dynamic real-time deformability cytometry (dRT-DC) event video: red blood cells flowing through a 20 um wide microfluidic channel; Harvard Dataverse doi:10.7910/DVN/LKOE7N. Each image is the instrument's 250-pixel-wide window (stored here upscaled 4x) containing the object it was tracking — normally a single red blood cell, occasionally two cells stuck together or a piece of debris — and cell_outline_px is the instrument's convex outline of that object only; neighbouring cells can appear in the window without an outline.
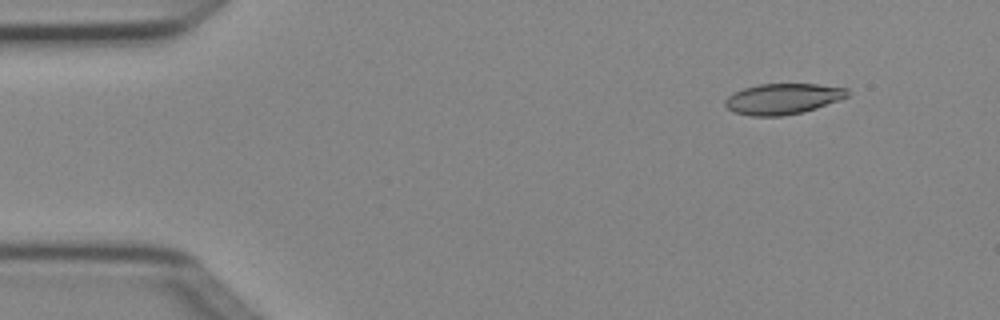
{"species": "Egyptian fruit bat (a non-hibernating species)", "species_latin": "Rousettus aegyptiacus", "temperature_condition": "cold", "stored_images_in_passage": 7, "camera_frame_rate_fps": 3000, "um_per_image_px": 0.085, "animal": {"sex": "female"}, "frame": {"image": 1, "passage_image": 2, "time_ms": 0.333, "image_size_px": [1000, 320], "cell_outline_px": [[848, 96], [840, 100], [804, 112], [780, 116], [752, 116], [732, 112], [724, 104], [724, 100], [728, 96], [744, 88], [760, 84], [816, 84], [848, 88]], "centroid_in_image_um": [66.54, 8.41], "position_along_channel_um": 18.5, "area_um2": 21.91}}
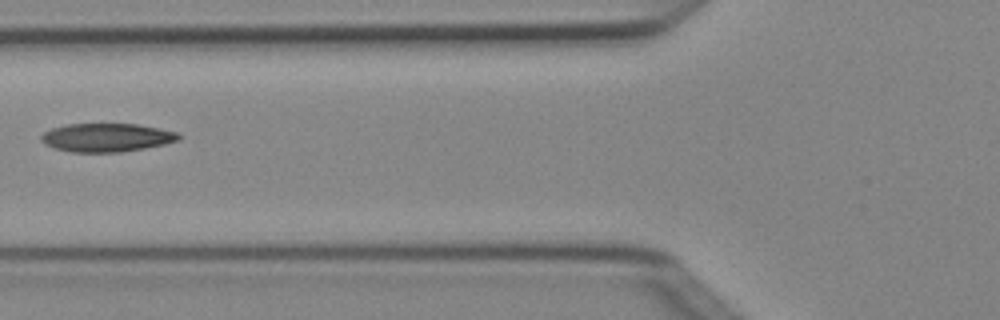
{"frame": {"image": 2, "passage_image": 6, "time_ms": 1.667, "image_size_px": [1000, 320], "cell_outline_px": [[180, 140], [164, 144], [144, 148], [120, 152], [72, 152], [52, 148], [44, 144], [40, 140], [40, 136], [44, 132], [52, 128], [68, 124], [136, 124], [160, 128], [176, 132], [180, 136]], "centroid_in_image_um": [9.03, 11.69], "position_along_channel_um": 116.8, "area_um2": 22.83}}
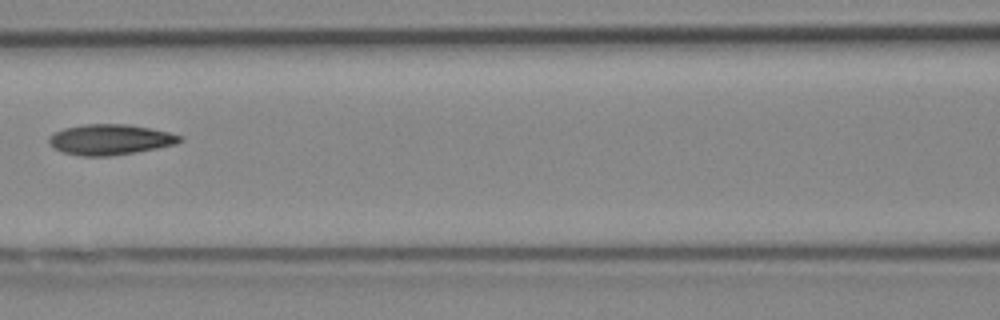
{"frame": {"image": 3, "passage_image": 7, "time_ms": 2.0, "image_size_px": [1000, 320], "cell_outline_px": [[184, 140], [176, 144], [156, 148], [112, 156], [80, 156], [64, 152], [56, 148], [48, 140], [48, 136], [64, 128], [84, 124], [128, 124], [168, 132], [184, 136]], "centroid_in_image_um": [9.39, 11.86], "position_along_channel_um": 157.2, "area_um2": 23.12}}